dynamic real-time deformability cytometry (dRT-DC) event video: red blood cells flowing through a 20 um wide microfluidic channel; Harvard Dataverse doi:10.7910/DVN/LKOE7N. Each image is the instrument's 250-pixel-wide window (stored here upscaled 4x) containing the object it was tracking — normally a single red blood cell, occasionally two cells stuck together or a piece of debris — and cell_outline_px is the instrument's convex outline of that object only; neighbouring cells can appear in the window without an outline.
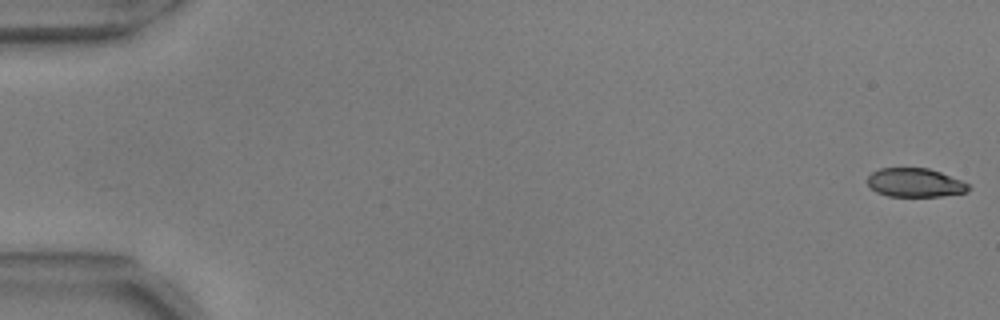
{"species": "common noctule bat (a hibernating species)", "species_latin": "Nyctalus noctula", "temperature_condition": "warm", "stored_images_in_passage": 12, "camera_frame_rate_fps": 3000, "um_per_image_px": 0.085, "animal": {"sex": "male", "body_mass_g": 17.9, "forearm_length_mm": 54.2}, "frame": {"image": 1, "passage_image": 1, "time_ms": 0.0, "image_size_px": [1000, 320], "cell_outline_px": [[972, 188], [968, 192], [940, 196], [888, 196], [876, 192], [868, 184], [868, 176], [872, 172], [880, 168], [928, 168], [940, 172], [960, 180], [968, 184]], "centroid_in_image_um": [77.79, 15.53], "position_along_channel_um": 7.2, "area_um2": 16.88}}